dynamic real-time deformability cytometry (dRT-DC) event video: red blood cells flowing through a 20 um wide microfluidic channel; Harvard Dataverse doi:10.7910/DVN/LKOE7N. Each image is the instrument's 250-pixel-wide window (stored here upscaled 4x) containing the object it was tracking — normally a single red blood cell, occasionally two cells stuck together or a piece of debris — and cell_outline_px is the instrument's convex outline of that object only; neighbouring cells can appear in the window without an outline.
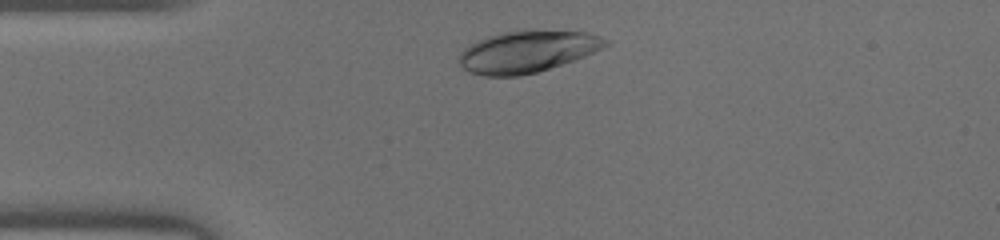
{"species": "human", "species_latin": "Homo sapiens", "temperature_condition": "warm", "stored_images_in_passage": 29, "camera_frame_rate_fps": 3000, "um_per_image_px": 0.085, "donor": {"sex": "male"}, "frame": {"image": 1, "passage_image": 3, "time_ms": 0.667, "image_size_px": [1000, 240], "cell_outline_px": [[608, 44], [584, 56], [536, 72], [520, 76], [484, 76], [468, 72], [460, 64], [460, 52], [464, 48], [488, 36], [504, 32], [524, 28], [584, 32], [600, 36], [608, 40]], "centroid_in_image_um": [44.79, 4.36], "position_along_channel_um": 40.2, "area_um2": 35.55}}
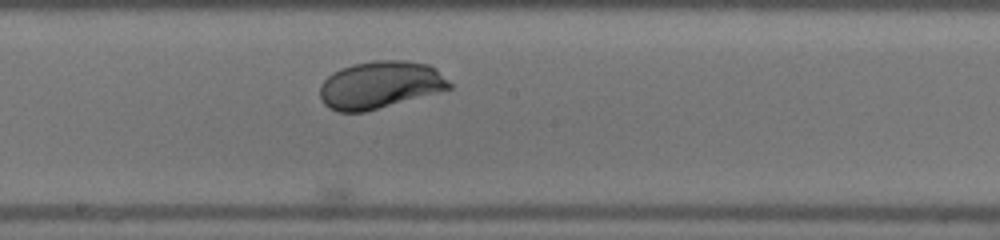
{"frame": {"image": 2, "passage_image": 17, "time_ms": 5.333, "image_size_px": [1000, 240], "cell_outline_px": [[452, 88], [364, 112], [336, 112], [328, 108], [320, 100], [320, 84], [332, 72], [340, 68], [352, 64], [376, 60], [404, 60], [428, 64], [436, 68], [452, 84]], "centroid_in_image_um": [32.27, 7.21], "position_along_channel_um": 215.9, "area_um2": 35.84}}
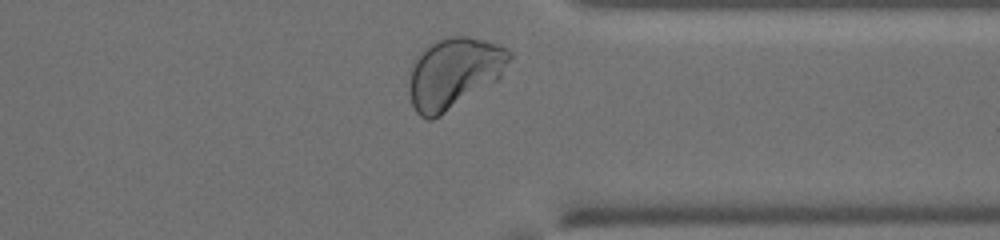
{"frame": {"image": 3, "passage_image": 28, "time_ms": 9.0, "image_size_px": [1000, 240], "cell_outline_px": [[512, 56], [500, 80], [440, 116], [432, 120], [428, 120], [420, 116], [416, 112], [412, 104], [408, 92], [408, 80], [412, 64], [416, 56], [428, 44], [436, 40], [448, 36], [468, 36], [500, 44], [512, 52]], "centroid_in_image_um": [38.59, 6.21], "position_along_channel_um": 372.8, "area_um2": 42.25}}